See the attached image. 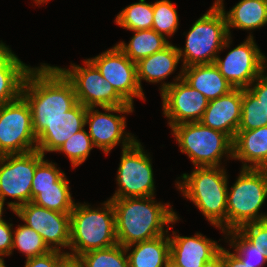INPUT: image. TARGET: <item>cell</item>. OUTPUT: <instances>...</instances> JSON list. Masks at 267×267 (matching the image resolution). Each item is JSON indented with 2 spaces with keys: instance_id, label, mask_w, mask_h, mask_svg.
<instances>
[{
  "instance_id": "obj_1",
  "label": "cell",
  "mask_w": 267,
  "mask_h": 267,
  "mask_svg": "<svg viewBox=\"0 0 267 267\" xmlns=\"http://www.w3.org/2000/svg\"><path fill=\"white\" fill-rule=\"evenodd\" d=\"M21 96L30 107L36 137L78 103L72 82L59 67L43 63L29 70Z\"/></svg>"
},
{
  "instance_id": "obj_2",
  "label": "cell",
  "mask_w": 267,
  "mask_h": 267,
  "mask_svg": "<svg viewBox=\"0 0 267 267\" xmlns=\"http://www.w3.org/2000/svg\"><path fill=\"white\" fill-rule=\"evenodd\" d=\"M110 200L115 214L117 242L123 247L164 235L172 228L164 230L165 225L179 220L169 203H157L154 196Z\"/></svg>"
},
{
  "instance_id": "obj_3",
  "label": "cell",
  "mask_w": 267,
  "mask_h": 267,
  "mask_svg": "<svg viewBox=\"0 0 267 267\" xmlns=\"http://www.w3.org/2000/svg\"><path fill=\"white\" fill-rule=\"evenodd\" d=\"M177 188L206 217L210 224L227 232L228 177L224 167H195L191 174L184 173Z\"/></svg>"
},
{
  "instance_id": "obj_4",
  "label": "cell",
  "mask_w": 267,
  "mask_h": 267,
  "mask_svg": "<svg viewBox=\"0 0 267 267\" xmlns=\"http://www.w3.org/2000/svg\"><path fill=\"white\" fill-rule=\"evenodd\" d=\"M90 206L76 203L70 213L71 252H67L68 255L79 257L85 252L118 244L111 200L102 203V208L92 209Z\"/></svg>"
},
{
  "instance_id": "obj_5",
  "label": "cell",
  "mask_w": 267,
  "mask_h": 267,
  "mask_svg": "<svg viewBox=\"0 0 267 267\" xmlns=\"http://www.w3.org/2000/svg\"><path fill=\"white\" fill-rule=\"evenodd\" d=\"M186 34L185 48L178 47L183 68L213 64L217 54L231 43L225 15L215 3L193 23Z\"/></svg>"
},
{
  "instance_id": "obj_6",
  "label": "cell",
  "mask_w": 267,
  "mask_h": 267,
  "mask_svg": "<svg viewBox=\"0 0 267 267\" xmlns=\"http://www.w3.org/2000/svg\"><path fill=\"white\" fill-rule=\"evenodd\" d=\"M267 198V171L242 168L236 182L227 189V231L267 219L259 210Z\"/></svg>"
},
{
  "instance_id": "obj_7",
  "label": "cell",
  "mask_w": 267,
  "mask_h": 267,
  "mask_svg": "<svg viewBox=\"0 0 267 267\" xmlns=\"http://www.w3.org/2000/svg\"><path fill=\"white\" fill-rule=\"evenodd\" d=\"M171 129L181 152L188 155L194 167L220 166L224 155L233 158V140L221 131L200 122L181 123Z\"/></svg>"
},
{
  "instance_id": "obj_8",
  "label": "cell",
  "mask_w": 267,
  "mask_h": 267,
  "mask_svg": "<svg viewBox=\"0 0 267 267\" xmlns=\"http://www.w3.org/2000/svg\"><path fill=\"white\" fill-rule=\"evenodd\" d=\"M37 149L22 154L0 156V199L5 203L6 196L16 202H8L12 211L32 201V179L36 166L44 159Z\"/></svg>"
},
{
  "instance_id": "obj_9",
  "label": "cell",
  "mask_w": 267,
  "mask_h": 267,
  "mask_svg": "<svg viewBox=\"0 0 267 267\" xmlns=\"http://www.w3.org/2000/svg\"><path fill=\"white\" fill-rule=\"evenodd\" d=\"M136 139L122 149L117 171L118 189L111 198H134L154 196L153 168L148 153Z\"/></svg>"
},
{
  "instance_id": "obj_10",
  "label": "cell",
  "mask_w": 267,
  "mask_h": 267,
  "mask_svg": "<svg viewBox=\"0 0 267 267\" xmlns=\"http://www.w3.org/2000/svg\"><path fill=\"white\" fill-rule=\"evenodd\" d=\"M37 149L31 110L26 100L18 99L0 106V156L22 154Z\"/></svg>"
},
{
  "instance_id": "obj_11",
  "label": "cell",
  "mask_w": 267,
  "mask_h": 267,
  "mask_svg": "<svg viewBox=\"0 0 267 267\" xmlns=\"http://www.w3.org/2000/svg\"><path fill=\"white\" fill-rule=\"evenodd\" d=\"M84 62V67L71 64V70L59 68L72 82L80 104L87 108L131 105L115 91L89 59Z\"/></svg>"
},
{
  "instance_id": "obj_12",
  "label": "cell",
  "mask_w": 267,
  "mask_h": 267,
  "mask_svg": "<svg viewBox=\"0 0 267 267\" xmlns=\"http://www.w3.org/2000/svg\"><path fill=\"white\" fill-rule=\"evenodd\" d=\"M267 59L250 34L228 52L225 59L216 57L214 64L233 88L247 89L267 68Z\"/></svg>"
},
{
  "instance_id": "obj_13",
  "label": "cell",
  "mask_w": 267,
  "mask_h": 267,
  "mask_svg": "<svg viewBox=\"0 0 267 267\" xmlns=\"http://www.w3.org/2000/svg\"><path fill=\"white\" fill-rule=\"evenodd\" d=\"M161 86L163 114L169 119L171 128L181 123L201 120L209 100L183 79V67L174 82H164Z\"/></svg>"
},
{
  "instance_id": "obj_14",
  "label": "cell",
  "mask_w": 267,
  "mask_h": 267,
  "mask_svg": "<svg viewBox=\"0 0 267 267\" xmlns=\"http://www.w3.org/2000/svg\"><path fill=\"white\" fill-rule=\"evenodd\" d=\"M102 109L105 113L95 110V107L87 108L85 125H89L88 134L93 145L103 150L105 154H108L121 141L122 149L130 146L136 137L125 132L126 118L112 113H132L133 105L109 106Z\"/></svg>"
},
{
  "instance_id": "obj_15",
  "label": "cell",
  "mask_w": 267,
  "mask_h": 267,
  "mask_svg": "<svg viewBox=\"0 0 267 267\" xmlns=\"http://www.w3.org/2000/svg\"><path fill=\"white\" fill-rule=\"evenodd\" d=\"M89 60L128 104L133 105L134 97L145 101L144 92L137 80V64L116 45Z\"/></svg>"
},
{
  "instance_id": "obj_16",
  "label": "cell",
  "mask_w": 267,
  "mask_h": 267,
  "mask_svg": "<svg viewBox=\"0 0 267 267\" xmlns=\"http://www.w3.org/2000/svg\"><path fill=\"white\" fill-rule=\"evenodd\" d=\"M25 225L34 229L51 250L61 251L70 244V213H61L25 203L13 211Z\"/></svg>"
},
{
  "instance_id": "obj_17",
  "label": "cell",
  "mask_w": 267,
  "mask_h": 267,
  "mask_svg": "<svg viewBox=\"0 0 267 267\" xmlns=\"http://www.w3.org/2000/svg\"><path fill=\"white\" fill-rule=\"evenodd\" d=\"M170 237V258L182 267H217L222 246L201 233L192 237L180 236L173 231Z\"/></svg>"
},
{
  "instance_id": "obj_18",
  "label": "cell",
  "mask_w": 267,
  "mask_h": 267,
  "mask_svg": "<svg viewBox=\"0 0 267 267\" xmlns=\"http://www.w3.org/2000/svg\"><path fill=\"white\" fill-rule=\"evenodd\" d=\"M242 89L210 100L199 121L203 126L221 131L234 140L241 120Z\"/></svg>"
},
{
  "instance_id": "obj_19",
  "label": "cell",
  "mask_w": 267,
  "mask_h": 267,
  "mask_svg": "<svg viewBox=\"0 0 267 267\" xmlns=\"http://www.w3.org/2000/svg\"><path fill=\"white\" fill-rule=\"evenodd\" d=\"M87 107L79 102L60 118L47 124L37 136V150L44 156L46 152H56L73 134L85 128Z\"/></svg>"
},
{
  "instance_id": "obj_20",
  "label": "cell",
  "mask_w": 267,
  "mask_h": 267,
  "mask_svg": "<svg viewBox=\"0 0 267 267\" xmlns=\"http://www.w3.org/2000/svg\"><path fill=\"white\" fill-rule=\"evenodd\" d=\"M232 159L242 161V168L263 169L267 165V126L238 130L233 140Z\"/></svg>"
},
{
  "instance_id": "obj_21",
  "label": "cell",
  "mask_w": 267,
  "mask_h": 267,
  "mask_svg": "<svg viewBox=\"0 0 267 267\" xmlns=\"http://www.w3.org/2000/svg\"><path fill=\"white\" fill-rule=\"evenodd\" d=\"M183 79L192 88L201 92L209 101L234 89L214 63L184 67Z\"/></svg>"
},
{
  "instance_id": "obj_22",
  "label": "cell",
  "mask_w": 267,
  "mask_h": 267,
  "mask_svg": "<svg viewBox=\"0 0 267 267\" xmlns=\"http://www.w3.org/2000/svg\"><path fill=\"white\" fill-rule=\"evenodd\" d=\"M215 4L225 15L229 36L231 27L249 31L267 24V0H241L229 12L225 11L223 0H216Z\"/></svg>"
},
{
  "instance_id": "obj_23",
  "label": "cell",
  "mask_w": 267,
  "mask_h": 267,
  "mask_svg": "<svg viewBox=\"0 0 267 267\" xmlns=\"http://www.w3.org/2000/svg\"><path fill=\"white\" fill-rule=\"evenodd\" d=\"M181 60L178 47L171 43L158 51L137 62V80L143 90L141 81L158 83L171 75Z\"/></svg>"
},
{
  "instance_id": "obj_24",
  "label": "cell",
  "mask_w": 267,
  "mask_h": 267,
  "mask_svg": "<svg viewBox=\"0 0 267 267\" xmlns=\"http://www.w3.org/2000/svg\"><path fill=\"white\" fill-rule=\"evenodd\" d=\"M167 234L125 247L127 252L130 250L129 267H165L170 257V237Z\"/></svg>"
},
{
  "instance_id": "obj_25",
  "label": "cell",
  "mask_w": 267,
  "mask_h": 267,
  "mask_svg": "<svg viewBox=\"0 0 267 267\" xmlns=\"http://www.w3.org/2000/svg\"><path fill=\"white\" fill-rule=\"evenodd\" d=\"M128 44L120 42L116 46L134 63L166 48L170 43L165 36L153 29L133 31Z\"/></svg>"
},
{
  "instance_id": "obj_26",
  "label": "cell",
  "mask_w": 267,
  "mask_h": 267,
  "mask_svg": "<svg viewBox=\"0 0 267 267\" xmlns=\"http://www.w3.org/2000/svg\"><path fill=\"white\" fill-rule=\"evenodd\" d=\"M31 192V202L38 206L61 213H71L74 208L75 202L65 174L55 183V187L32 188Z\"/></svg>"
},
{
  "instance_id": "obj_27",
  "label": "cell",
  "mask_w": 267,
  "mask_h": 267,
  "mask_svg": "<svg viewBox=\"0 0 267 267\" xmlns=\"http://www.w3.org/2000/svg\"><path fill=\"white\" fill-rule=\"evenodd\" d=\"M30 69V66L16 56L3 70H0V106L21 96L22 86Z\"/></svg>"
},
{
  "instance_id": "obj_28",
  "label": "cell",
  "mask_w": 267,
  "mask_h": 267,
  "mask_svg": "<svg viewBox=\"0 0 267 267\" xmlns=\"http://www.w3.org/2000/svg\"><path fill=\"white\" fill-rule=\"evenodd\" d=\"M153 3L139 0L124 8L115 18V23L127 30H149L153 26Z\"/></svg>"
},
{
  "instance_id": "obj_29",
  "label": "cell",
  "mask_w": 267,
  "mask_h": 267,
  "mask_svg": "<svg viewBox=\"0 0 267 267\" xmlns=\"http://www.w3.org/2000/svg\"><path fill=\"white\" fill-rule=\"evenodd\" d=\"M128 252L120 244L95 249L79 256L84 267H129Z\"/></svg>"
},
{
  "instance_id": "obj_30",
  "label": "cell",
  "mask_w": 267,
  "mask_h": 267,
  "mask_svg": "<svg viewBox=\"0 0 267 267\" xmlns=\"http://www.w3.org/2000/svg\"><path fill=\"white\" fill-rule=\"evenodd\" d=\"M18 249L25 254L26 260L45 255L52 251L43 238L32 228L27 225H18L13 230V245L11 254L14 249Z\"/></svg>"
},
{
  "instance_id": "obj_31",
  "label": "cell",
  "mask_w": 267,
  "mask_h": 267,
  "mask_svg": "<svg viewBox=\"0 0 267 267\" xmlns=\"http://www.w3.org/2000/svg\"><path fill=\"white\" fill-rule=\"evenodd\" d=\"M231 235L229 238V244L235 250L233 252L242 263H246L250 267H262L267 262L265 257L266 250L253 246L237 229L230 230L224 233V235Z\"/></svg>"
},
{
  "instance_id": "obj_32",
  "label": "cell",
  "mask_w": 267,
  "mask_h": 267,
  "mask_svg": "<svg viewBox=\"0 0 267 267\" xmlns=\"http://www.w3.org/2000/svg\"><path fill=\"white\" fill-rule=\"evenodd\" d=\"M152 29L163 36H173L179 27V17L174 4L169 0H160L153 3Z\"/></svg>"
},
{
  "instance_id": "obj_33",
  "label": "cell",
  "mask_w": 267,
  "mask_h": 267,
  "mask_svg": "<svg viewBox=\"0 0 267 267\" xmlns=\"http://www.w3.org/2000/svg\"><path fill=\"white\" fill-rule=\"evenodd\" d=\"M267 126L263 122L261 101L247 88L242 89L241 120L238 130H253Z\"/></svg>"
},
{
  "instance_id": "obj_34",
  "label": "cell",
  "mask_w": 267,
  "mask_h": 267,
  "mask_svg": "<svg viewBox=\"0 0 267 267\" xmlns=\"http://www.w3.org/2000/svg\"><path fill=\"white\" fill-rule=\"evenodd\" d=\"M91 137L85 129L73 134L56 152H63L70 159L73 168L81 165L88 158L93 149Z\"/></svg>"
},
{
  "instance_id": "obj_35",
  "label": "cell",
  "mask_w": 267,
  "mask_h": 267,
  "mask_svg": "<svg viewBox=\"0 0 267 267\" xmlns=\"http://www.w3.org/2000/svg\"><path fill=\"white\" fill-rule=\"evenodd\" d=\"M65 173L57 169L56 164L49 162L48 160H42L34 171V177L32 179V188H47L55 187V183Z\"/></svg>"
},
{
  "instance_id": "obj_36",
  "label": "cell",
  "mask_w": 267,
  "mask_h": 267,
  "mask_svg": "<svg viewBox=\"0 0 267 267\" xmlns=\"http://www.w3.org/2000/svg\"><path fill=\"white\" fill-rule=\"evenodd\" d=\"M253 246L266 250L267 259V219L242 225L237 229Z\"/></svg>"
},
{
  "instance_id": "obj_37",
  "label": "cell",
  "mask_w": 267,
  "mask_h": 267,
  "mask_svg": "<svg viewBox=\"0 0 267 267\" xmlns=\"http://www.w3.org/2000/svg\"><path fill=\"white\" fill-rule=\"evenodd\" d=\"M67 254L58 250H52L49 253L27 259L24 267H58L60 260Z\"/></svg>"
},
{
  "instance_id": "obj_38",
  "label": "cell",
  "mask_w": 267,
  "mask_h": 267,
  "mask_svg": "<svg viewBox=\"0 0 267 267\" xmlns=\"http://www.w3.org/2000/svg\"><path fill=\"white\" fill-rule=\"evenodd\" d=\"M264 74L266 73H263L260 77H258L248 87V89L261 101L263 110V122H267V74Z\"/></svg>"
},
{
  "instance_id": "obj_39",
  "label": "cell",
  "mask_w": 267,
  "mask_h": 267,
  "mask_svg": "<svg viewBox=\"0 0 267 267\" xmlns=\"http://www.w3.org/2000/svg\"><path fill=\"white\" fill-rule=\"evenodd\" d=\"M13 224L6 220L0 222V254L4 256L11 255L13 245Z\"/></svg>"
},
{
  "instance_id": "obj_40",
  "label": "cell",
  "mask_w": 267,
  "mask_h": 267,
  "mask_svg": "<svg viewBox=\"0 0 267 267\" xmlns=\"http://www.w3.org/2000/svg\"><path fill=\"white\" fill-rule=\"evenodd\" d=\"M217 267H250L246 263H242V261L229 250L224 249V247L220 248L218 254V263Z\"/></svg>"
},
{
  "instance_id": "obj_41",
  "label": "cell",
  "mask_w": 267,
  "mask_h": 267,
  "mask_svg": "<svg viewBox=\"0 0 267 267\" xmlns=\"http://www.w3.org/2000/svg\"><path fill=\"white\" fill-rule=\"evenodd\" d=\"M0 70H3L15 57L9 46L0 41Z\"/></svg>"
},
{
  "instance_id": "obj_42",
  "label": "cell",
  "mask_w": 267,
  "mask_h": 267,
  "mask_svg": "<svg viewBox=\"0 0 267 267\" xmlns=\"http://www.w3.org/2000/svg\"><path fill=\"white\" fill-rule=\"evenodd\" d=\"M58 267H84L79 257L66 254L59 262Z\"/></svg>"
},
{
  "instance_id": "obj_43",
  "label": "cell",
  "mask_w": 267,
  "mask_h": 267,
  "mask_svg": "<svg viewBox=\"0 0 267 267\" xmlns=\"http://www.w3.org/2000/svg\"><path fill=\"white\" fill-rule=\"evenodd\" d=\"M165 267H182L179 264L175 263L170 257L166 263Z\"/></svg>"
},
{
  "instance_id": "obj_44",
  "label": "cell",
  "mask_w": 267,
  "mask_h": 267,
  "mask_svg": "<svg viewBox=\"0 0 267 267\" xmlns=\"http://www.w3.org/2000/svg\"><path fill=\"white\" fill-rule=\"evenodd\" d=\"M4 202L0 199V222L3 221L2 215L4 210Z\"/></svg>"
},
{
  "instance_id": "obj_45",
  "label": "cell",
  "mask_w": 267,
  "mask_h": 267,
  "mask_svg": "<svg viewBox=\"0 0 267 267\" xmlns=\"http://www.w3.org/2000/svg\"><path fill=\"white\" fill-rule=\"evenodd\" d=\"M1 256L4 257V255L0 254V267H6L4 263V258H2Z\"/></svg>"
},
{
  "instance_id": "obj_46",
  "label": "cell",
  "mask_w": 267,
  "mask_h": 267,
  "mask_svg": "<svg viewBox=\"0 0 267 267\" xmlns=\"http://www.w3.org/2000/svg\"><path fill=\"white\" fill-rule=\"evenodd\" d=\"M34 1H35V3H36L37 5H40V4H42V3H43V4L46 3V2L48 3L49 0H34Z\"/></svg>"
}]
</instances>
